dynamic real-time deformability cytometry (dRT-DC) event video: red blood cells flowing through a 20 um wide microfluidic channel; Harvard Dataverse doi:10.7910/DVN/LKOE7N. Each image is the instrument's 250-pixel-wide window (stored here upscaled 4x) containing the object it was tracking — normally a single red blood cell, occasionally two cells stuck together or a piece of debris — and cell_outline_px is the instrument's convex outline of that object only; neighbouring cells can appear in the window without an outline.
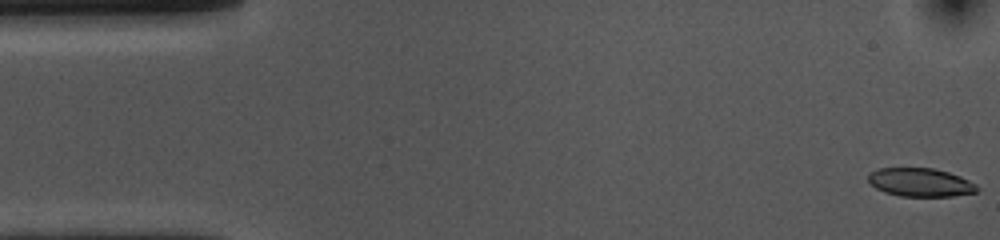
{"species": "common noctule bat (a hibernating species)", "species_latin": "Nyctalus noctula", "temperature_condition": "cold", "stored_images_in_passage": 53, "camera_frame_rate_fps": 3000, "um_per_image_px": 0.085, "animal": {"sex": "female", "body_mass_g": 10.0, "forearm_length_mm": 53.1}, "frame": {"image": 1, "passage_image": 1, "time_ms": 0.0, "image_size_px": [1000, 240], "cell_outline_px": [[976, 192], [952, 196], [900, 196], [884, 192], [876, 188], [868, 180], [868, 176], [872, 172], [880, 168], [932, 168], [948, 172], [960, 176], [976, 184]], "centroid_in_image_um": [78.22, 15.5], "position_along_channel_um": 6.8, "area_um2": 17.8}}
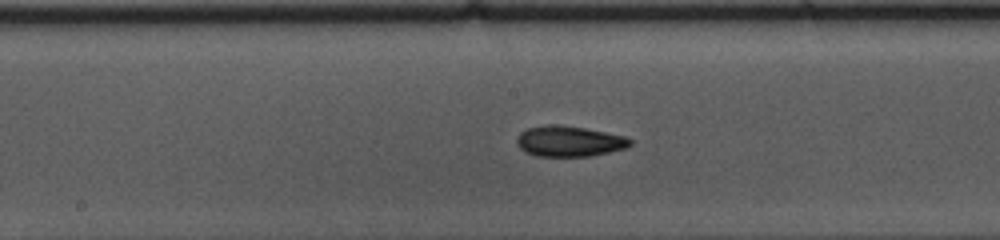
{"frame": {"image": 2, "passage_image": 26, "time_ms": 8.333, "image_size_px": [1000, 240], "cell_outline_px": [[632, 144], [628, 148], [592, 156], [536, 156], [520, 148], [516, 144], [516, 136], [520, 132], [528, 128], [548, 124], [584, 128], [624, 136], [632, 140]], "centroid_in_image_um": [48.39, 12.02], "position_along_channel_um": 199.8, "area_um2": 20.17}}
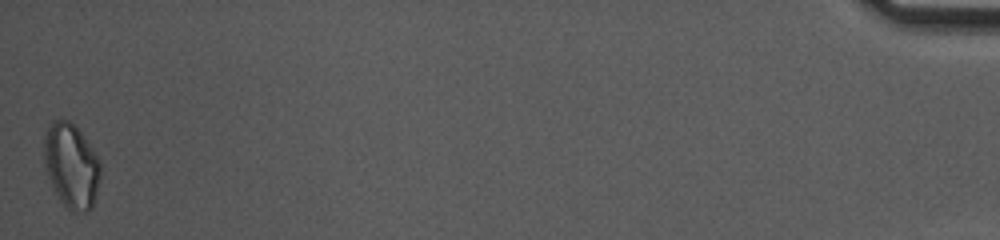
{"frame": {"image": 3, "passage_image": 53, "time_ms": 17.333, "image_size_px": [1000, 240], "cell_outline_px": [[100, 176], [92, 208], [88, 212], [72, 212], [60, 200], [48, 176], [44, 160], [44, 140], [48, 128], [56, 120], [68, 120], [80, 132], [92, 148], [100, 160]], "centroid_in_image_um": [6.08, 14.12], "position_along_channel_um": 429.1, "area_um2": 27.28}, "authors_computed_cell_mechanics": {"area_um2": 19.7676, "velocity_mm_per_s": 3.6812, "shape_relaxation_time_tau1_ms": 5.8271, "shape_relaxation_time_tau2_ms": null, "deformation_change_tau1": 0.1348, "deformation_change_tau2": null}}